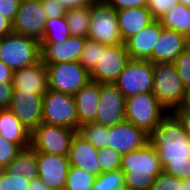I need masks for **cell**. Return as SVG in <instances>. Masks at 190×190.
<instances>
[{
    "instance_id": "obj_14",
    "label": "cell",
    "mask_w": 190,
    "mask_h": 190,
    "mask_svg": "<svg viewBox=\"0 0 190 190\" xmlns=\"http://www.w3.org/2000/svg\"><path fill=\"white\" fill-rule=\"evenodd\" d=\"M43 94L13 91L9 109L30 132L42 123Z\"/></svg>"
},
{
    "instance_id": "obj_4",
    "label": "cell",
    "mask_w": 190,
    "mask_h": 190,
    "mask_svg": "<svg viewBox=\"0 0 190 190\" xmlns=\"http://www.w3.org/2000/svg\"><path fill=\"white\" fill-rule=\"evenodd\" d=\"M41 60V43L14 32L0 38V61L13 71Z\"/></svg>"
},
{
    "instance_id": "obj_43",
    "label": "cell",
    "mask_w": 190,
    "mask_h": 190,
    "mask_svg": "<svg viewBox=\"0 0 190 190\" xmlns=\"http://www.w3.org/2000/svg\"><path fill=\"white\" fill-rule=\"evenodd\" d=\"M172 113L178 118L183 129L190 137V108L178 107Z\"/></svg>"
},
{
    "instance_id": "obj_34",
    "label": "cell",
    "mask_w": 190,
    "mask_h": 190,
    "mask_svg": "<svg viewBox=\"0 0 190 190\" xmlns=\"http://www.w3.org/2000/svg\"><path fill=\"white\" fill-rule=\"evenodd\" d=\"M30 181L22 175H11L4 169L0 175V190H29Z\"/></svg>"
},
{
    "instance_id": "obj_18",
    "label": "cell",
    "mask_w": 190,
    "mask_h": 190,
    "mask_svg": "<svg viewBox=\"0 0 190 190\" xmlns=\"http://www.w3.org/2000/svg\"><path fill=\"white\" fill-rule=\"evenodd\" d=\"M97 156L98 149L76 132L67 154L70 166L81 168L98 177L102 171Z\"/></svg>"
},
{
    "instance_id": "obj_23",
    "label": "cell",
    "mask_w": 190,
    "mask_h": 190,
    "mask_svg": "<svg viewBox=\"0 0 190 190\" xmlns=\"http://www.w3.org/2000/svg\"><path fill=\"white\" fill-rule=\"evenodd\" d=\"M117 17L124 43L155 20L147 7L119 10L117 11Z\"/></svg>"
},
{
    "instance_id": "obj_32",
    "label": "cell",
    "mask_w": 190,
    "mask_h": 190,
    "mask_svg": "<svg viewBox=\"0 0 190 190\" xmlns=\"http://www.w3.org/2000/svg\"><path fill=\"white\" fill-rule=\"evenodd\" d=\"M100 50H105L104 44L88 38L85 39L79 62L89 73L98 64Z\"/></svg>"
},
{
    "instance_id": "obj_25",
    "label": "cell",
    "mask_w": 190,
    "mask_h": 190,
    "mask_svg": "<svg viewBox=\"0 0 190 190\" xmlns=\"http://www.w3.org/2000/svg\"><path fill=\"white\" fill-rule=\"evenodd\" d=\"M4 170L14 176L22 175L28 181L37 179L36 151L32 147L22 149Z\"/></svg>"
},
{
    "instance_id": "obj_13",
    "label": "cell",
    "mask_w": 190,
    "mask_h": 190,
    "mask_svg": "<svg viewBox=\"0 0 190 190\" xmlns=\"http://www.w3.org/2000/svg\"><path fill=\"white\" fill-rule=\"evenodd\" d=\"M149 143V134L128 121L108 127L107 147L121 155L145 147Z\"/></svg>"
},
{
    "instance_id": "obj_28",
    "label": "cell",
    "mask_w": 190,
    "mask_h": 190,
    "mask_svg": "<svg viewBox=\"0 0 190 190\" xmlns=\"http://www.w3.org/2000/svg\"><path fill=\"white\" fill-rule=\"evenodd\" d=\"M71 36L65 16L47 19L41 42H62Z\"/></svg>"
},
{
    "instance_id": "obj_39",
    "label": "cell",
    "mask_w": 190,
    "mask_h": 190,
    "mask_svg": "<svg viewBox=\"0 0 190 190\" xmlns=\"http://www.w3.org/2000/svg\"><path fill=\"white\" fill-rule=\"evenodd\" d=\"M47 19L66 16L67 9L56 0H40Z\"/></svg>"
},
{
    "instance_id": "obj_29",
    "label": "cell",
    "mask_w": 190,
    "mask_h": 190,
    "mask_svg": "<svg viewBox=\"0 0 190 190\" xmlns=\"http://www.w3.org/2000/svg\"><path fill=\"white\" fill-rule=\"evenodd\" d=\"M95 178L81 168L70 166L64 190H92Z\"/></svg>"
},
{
    "instance_id": "obj_27",
    "label": "cell",
    "mask_w": 190,
    "mask_h": 190,
    "mask_svg": "<svg viewBox=\"0 0 190 190\" xmlns=\"http://www.w3.org/2000/svg\"><path fill=\"white\" fill-rule=\"evenodd\" d=\"M65 17L71 36L88 38L90 5L67 9Z\"/></svg>"
},
{
    "instance_id": "obj_7",
    "label": "cell",
    "mask_w": 190,
    "mask_h": 190,
    "mask_svg": "<svg viewBox=\"0 0 190 190\" xmlns=\"http://www.w3.org/2000/svg\"><path fill=\"white\" fill-rule=\"evenodd\" d=\"M42 122L78 131L74 96L48 89L43 94Z\"/></svg>"
},
{
    "instance_id": "obj_10",
    "label": "cell",
    "mask_w": 190,
    "mask_h": 190,
    "mask_svg": "<svg viewBox=\"0 0 190 190\" xmlns=\"http://www.w3.org/2000/svg\"><path fill=\"white\" fill-rule=\"evenodd\" d=\"M76 132L70 128L42 122L31 132V147L36 152L67 155Z\"/></svg>"
},
{
    "instance_id": "obj_33",
    "label": "cell",
    "mask_w": 190,
    "mask_h": 190,
    "mask_svg": "<svg viewBox=\"0 0 190 190\" xmlns=\"http://www.w3.org/2000/svg\"><path fill=\"white\" fill-rule=\"evenodd\" d=\"M97 158L102 173L121 168L122 155L109 147L99 149Z\"/></svg>"
},
{
    "instance_id": "obj_8",
    "label": "cell",
    "mask_w": 190,
    "mask_h": 190,
    "mask_svg": "<svg viewBox=\"0 0 190 190\" xmlns=\"http://www.w3.org/2000/svg\"><path fill=\"white\" fill-rule=\"evenodd\" d=\"M154 64L149 60L130 59L114 82L126 98L153 91Z\"/></svg>"
},
{
    "instance_id": "obj_2",
    "label": "cell",
    "mask_w": 190,
    "mask_h": 190,
    "mask_svg": "<svg viewBox=\"0 0 190 190\" xmlns=\"http://www.w3.org/2000/svg\"><path fill=\"white\" fill-rule=\"evenodd\" d=\"M125 189L150 190L156 177L163 172L157 151L148 143L145 147L122 155L121 168Z\"/></svg>"
},
{
    "instance_id": "obj_44",
    "label": "cell",
    "mask_w": 190,
    "mask_h": 190,
    "mask_svg": "<svg viewBox=\"0 0 190 190\" xmlns=\"http://www.w3.org/2000/svg\"><path fill=\"white\" fill-rule=\"evenodd\" d=\"M59 4H62L66 9L83 7L91 5L95 0H56Z\"/></svg>"
},
{
    "instance_id": "obj_3",
    "label": "cell",
    "mask_w": 190,
    "mask_h": 190,
    "mask_svg": "<svg viewBox=\"0 0 190 190\" xmlns=\"http://www.w3.org/2000/svg\"><path fill=\"white\" fill-rule=\"evenodd\" d=\"M168 113L152 92L125 99V120L149 135Z\"/></svg>"
},
{
    "instance_id": "obj_30",
    "label": "cell",
    "mask_w": 190,
    "mask_h": 190,
    "mask_svg": "<svg viewBox=\"0 0 190 190\" xmlns=\"http://www.w3.org/2000/svg\"><path fill=\"white\" fill-rule=\"evenodd\" d=\"M77 132L98 150L107 147L108 126L94 122L79 127Z\"/></svg>"
},
{
    "instance_id": "obj_26",
    "label": "cell",
    "mask_w": 190,
    "mask_h": 190,
    "mask_svg": "<svg viewBox=\"0 0 190 190\" xmlns=\"http://www.w3.org/2000/svg\"><path fill=\"white\" fill-rule=\"evenodd\" d=\"M158 20L164 29L176 31L186 37L190 33V8L182 3L174 5Z\"/></svg>"
},
{
    "instance_id": "obj_41",
    "label": "cell",
    "mask_w": 190,
    "mask_h": 190,
    "mask_svg": "<svg viewBox=\"0 0 190 190\" xmlns=\"http://www.w3.org/2000/svg\"><path fill=\"white\" fill-rule=\"evenodd\" d=\"M111 5L116 11L128 8L147 7L148 0H104Z\"/></svg>"
},
{
    "instance_id": "obj_48",
    "label": "cell",
    "mask_w": 190,
    "mask_h": 190,
    "mask_svg": "<svg viewBox=\"0 0 190 190\" xmlns=\"http://www.w3.org/2000/svg\"><path fill=\"white\" fill-rule=\"evenodd\" d=\"M180 107L190 108V86L185 88L183 103Z\"/></svg>"
},
{
    "instance_id": "obj_19",
    "label": "cell",
    "mask_w": 190,
    "mask_h": 190,
    "mask_svg": "<svg viewBox=\"0 0 190 190\" xmlns=\"http://www.w3.org/2000/svg\"><path fill=\"white\" fill-rule=\"evenodd\" d=\"M13 91L45 93L48 90L47 65L39 60L33 65L14 71Z\"/></svg>"
},
{
    "instance_id": "obj_15",
    "label": "cell",
    "mask_w": 190,
    "mask_h": 190,
    "mask_svg": "<svg viewBox=\"0 0 190 190\" xmlns=\"http://www.w3.org/2000/svg\"><path fill=\"white\" fill-rule=\"evenodd\" d=\"M125 121V97L114 83H102L95 123L114 126Z\"/></svg>"
},
{
    "instance_id": "obj_49",
    "label": "cell",
    "mask_w": 190,
    "mask_h": 190,
    "mask_svg": "<svg viewBox=\"0 0 190 190\" xmlns=\"http://www.w3.org/2000/svg\"><path fill=\"white\" fill-rule=\"evenodd\" d=\"M181 190H190V179L181 180Z\"/></svg>"
},
{
    "instance_id": "obj_38",
    "label": "cell",
    "mask_w": 190,
    "mask_h": 190,
    "mask_svg": "<svg viewBox=\"0 0 190 190\" xmlns=\"http://www.w3.org/2000/svg\"><path fill=\"white\" fill-rule=\"evenodd\" d=\"M178 3L179 0H148L147 9L151 12L153 18L158 20Z\"/></svg>"
},
{
    "instance_id": "obj_47",
    "label": "cell",
    "mask_w": 190,
    "mask_h": 190,
    "mask_svg": "<svg viewBox=\"0 0 190 190\" xmlns=\"http://www.w3.org/2000/svg\"><path fill=\"white\" fill-rule=\"evenodd\" d=\"M29 190H50L39 178L30 181Z\"/></svg>"
},
{
    "instance_id": "obj_40",
    "label": "cell",
    "mask_w": 190,
    "mask_h": 190,
    "mask_svg": "<svg viewBox=\"0 0 190 190\" xmlns=\"http://www.w3.org/2000/svg\"><path fill=\"white\" fill-rule=\"evenodd\" d=\"M21 0H0V15L12 23L19 9Z\"/></svg>"
},
{
    "instance_id": "obj_6",
    "label": "cell",
    "mask_w": 190,
    "mask_h": 190,
    "mask_svg": "<svg viewBox=\"0 0 190 190\" xmlns=\"http://www.w3.org/2000/svg\"><path fill=\"white\" fill-rule=\"evenodd\" d=\"M88 39L104 45L125 44L118 26L117 11L104 0H95L90 5Z\"/></svg>"
},
{
    "instance_id": "obj_50",
    "label": "cell",
    "mask_w": 190,
    "mask_h": 190,
    "mask_svg": "<svg viewBox=\"0 0 190 190\" xmlns=\"http://www.w3.org/2000/svg\"><path fill=\"white\" fill-rule=\"evenodd\" d=\"M179 3H182L190 8V0H179Z\"/></svg>"
},
{
    "instance_id": "obj_22",
    "label": "cell",
    "mask_w": 190,
    "mask_h": 190,
    "mask_svg": "<svg viewBox=\"0 0 190 190\" xmlns=\"http://www.w3.org/2000/svg\"><path fill=\"white\" fill-rule=\"evenodd\" d=\"M100 93L101 84L90 80L74 95L78 115V129L85 124L95 122Z\"/></svg>"
},
{
    "instance_id": "obj_1",
    "label": "cell",
    "mask_w": 190,
    "mask_h": 190,
    "mask_svg": "<svg viewBox=\"0 0 190 190\" xmlns=\"http://www.w3.org/2000/svg\"><path fill=\"white\" fill-rule=\"evenodd\" d=\"M149 144L157 151L163 172L190 179V137L172 112L149 135Z\"/></svg>"
},
{
    "instance_id": "obj_45",
    "label": "cell",
    "mask_w": 190,
    "mask_h": 190,
    "mask_svg": "<svg viewBox=\"0 0 190 190\" xmlns=\"http://www.w3.org/2000/svg\"><path fill=\"white\" fill-rule=\"evenodd\" d=\"M14 71L0 61V83H12Z\"/></svg>"
},
{
    "instance_id": "obj_16",
    "label": "cell",
    "mask_w": 190,
    "mask_h": 190,
    "mask_svg": "<svg viewBox=\"0 0 190 190\" xmlns=\"http://www.w3.org/2000/svg\"><path fill=\"white\" fill-rule=\"evenodd\" d=\"M38 178L50 190H64L70 164L67 155L36 152Z\"/></svg>"
},
{
    "instance_id": "obj_9",
    "label": "cell",
    "mask_w": 190,
    "mask_h": 190,
    "mask_svg": "<svg viewBox=\"0 0 190 190\" xmlns=\"http://www.w3.org/2000/svg\"><path fill=\"white\" fill-rule=\"evenodd\" d=\"M48 69V89L75 95L88 81L89 72L76 62L46 64Z\"/></svg>"
},
{
    "instance_id": "obj_42",
    "label": "cell",
    "mask_w": 190,
    "mask_h": 190,
    "mask_svg": "<svg viewBox=\"0 0 190 190\" xmlns=\"http://www.w3.org/2000/svg\"><path fill=\"white\" fill-rule=\"evenodd\" d=\"M13 88L12 83H0V109H9Z\"/></svg>"
},
{
    "instance_id": "obj_35",
    "label": "cell",
    "mask_w": 190,
    "mask_h": 190,
    "mask_svg": "<svg viewBox=\"0 0 190 190\" xmlns=\"http://www.w3.org/2000/svg\"><path fill=\"white\" fill-rule=\"evenodd\" d=\"M22 149L0 135V168L5 169Z\"/></svg>"
},
{
    "instance_id": "obj_24",
    "label": "cell",
    "mask_w": 190,
    "mask_h": 190,
    "mask_svg": "<svg viewBox=\"0 0 190 190\" xmlns=\"http://www.w3.org/2000/svg\"><path fill=\"white\" fill-rule=\"evenodd\" d=\"M0 135L21 149L31 147V132L10 109H0Z\"/></svg>"
},
{
    "instance_id": "obj_12",
    "label": "cell",
    "mask_w": 190,
    "mask_h": 190,
    "mask_svg": "<svg viewBox=\"0 0 190 190\" xmlns=\"http://www.w3.org/2000/svg\"><path fill=\"white\" fill-rule=\"evenodd\" d=\"M46 21L40 0H21L13 21V32L41 42Z\"/></svg>"
},
{
    "instance_id": "obj_51",
    "label": "cell",
    "mask_w": 190,
    "mask_h": 190,
    "mask_svg": "<svg viewBox=\"0 0 190 190\" xmlns=\"http://www.w3.org/2000/svg\"><path fill=\"white\" fill-rule=\"evenodd\" d=\"M187 42H188V46L190 47V33H189V35L187 36Z\"/></svg>"
},
{
    "instance_id": "obj_11",
    "label": "cell",
    "mask_w": 190,
    "mask_h": 190,
    "mask_svg": "<svg viewBox=\"0 0 190 190\" xmlns=\"http://www.w3.org/2000/svg\"><path fill=\"white\" fill-rule=\"evenodd\" d=\"M130 60L125 44L105 45L100 50L98 64L89 73L90 80L98 83H114Z\"/></svg>"
},
{
    "instance_id": "obj_46",
    "label": "cell",
    "mask_w": 190,
    "mask_h": 190,
    "mask_svg": "<svg viewBox=\"0 0 190 190\" xmlns=\"http://www.w3.org/2000/svg\"><path fill=\"white\" fill-rule=\"evenodd\" d=\"M13 32V23L0 15V37Z\"/></svg>"
},
{
    "instance_id": "obj_31",
    "label": "cell",
    "mask_w": 190,
    "mask_h": 190,
    "mask_svg": "<svg viewBox=\"0 0 190 190\" xmlns=\"http://www.w3.org/2000/svg\"><path fill=\"white\" fill-rule=\"evenodd\" d=\"M125 176L121 169L103 172L95 178L92 190H123Z\"/></svg>"
},
{
    "instance_id": "obj_20",
    "label": "cell",
    "mask_w": 190,
    "mask_h": 190,
    "mask_svg": "<svg viewBox=\"0 0 190 190\" xmlns=\"http://www.w3.org/2000/svg\"><path fill=\"white\" fill-rule=\"evenodd\" d=\"M163 27L159 20H154L138 34L129 38L126 48L130 59L149 60L152 62V52L159 40Z\"/></svg>"
},
{
    "instance_id": "obj_17",
    "label": "cell",
    "mask_w": 190,
    "mask_h": 190,
    "mask_svg": "<svg viewBox=\"0 0 190 190\" xmlns=\"http://www.w3.org/2000/svg\"><path fill=\"white\" fill-rule=\"evenodd\" d=\"M85 39L69 36L62 42H40L41 60L44 64L79 61Z\"/></svg>"
},
{
    "instance_id": "obj_36",
    "label": "cell",
    "mask_w": 190,
    "mask_h": 190,
    "mask_svg": "<svg viewBox=\"0 0 190 190\" xmlns=\"http://www.w3.org/2000/svg\"><path fill=\"white\" fill-rule=\"evenodd\" d=\"M178 76L185 88L190 86V47L182 52L173 62Z\"/></svg>"
},
{
    "instance_id": "obj_37",
    "label": "cell",
    "mask_w": 190,
    "mask_h": 190,
    "mask_svg": "<svg viewBox=\"0 0 190 190\" xmlns=\"http://www.w3.org/2000/svg\"><path fill=\"white\" fill-rule=\"evenodd\" d=\"M150 190H181V179L161 172Z\"/></svg>"
},
{
    "instance_id": "obj_21",
    "label": "cell",
    "mask_w": 190,
    "mask_h": 190,
    "mask_svg": "<svg viewBox=\"0 0 190 190\" xmlns=\"http://www.w3.org/2000/svg\"><path fill=\"white\" fill-rule=\"evenodd\" d=\"M188 47L186 36L163 28L152 52V63H173Z\"/></svg>"
},
{
    "instance_id": "obj_5",
    "label": "cell",
    "mask_w": 190,
    "mask_h": 190,
    "mask_svg": "<svg viewBox=\"0 0 190 190\" xmlns=\"http://www.w3.org/2000/svg\"><path fill=\"white\" fill-rule=\"evenodd\" d=\"M152 93L169 113L182 105L185 87L174 63L154 64Z\"/></svg>"
}]
</instances>
